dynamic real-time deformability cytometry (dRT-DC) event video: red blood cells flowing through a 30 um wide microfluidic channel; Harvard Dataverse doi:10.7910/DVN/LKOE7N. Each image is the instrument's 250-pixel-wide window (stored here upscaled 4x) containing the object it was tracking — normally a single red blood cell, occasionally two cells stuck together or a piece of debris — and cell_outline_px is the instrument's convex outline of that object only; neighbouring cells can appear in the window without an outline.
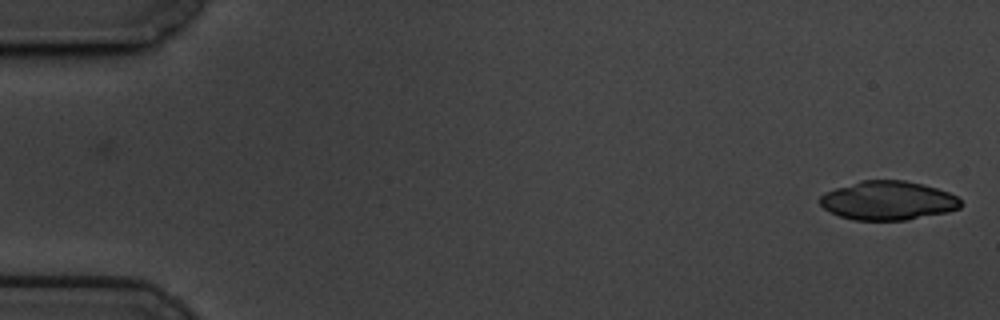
{"species": "common noctule bat (a hibernating species)", "species_latin": "Nyctalus noctula", "temperature_condition": "cold", "stored_images_in_passage": 57, "camera_frame_rate_fps": 3000, "um_per_image_px": 0.085, "animal": {"sex": "male", "body_mass_g": 19.5, "forearm_length_mm": 54.6}, "frame": {"image": 1, "passage_image": 1, "time_ms": 0.0, "image_size_px": [1000, 320], "cell_outline_px": [[964, 204], [960, 208], [948, 212], [908, 220], [852, 220], [840, 216], [824, 208], [820, 204], [820, 196], [824, 192], [860, 180], [904, 180], [924, 184], [948, 192], [956, 196]], "centroid_in_image_um": [75.5, 17.05], "position_along_channel_um": 9.5, "area_um2": 32.08}}